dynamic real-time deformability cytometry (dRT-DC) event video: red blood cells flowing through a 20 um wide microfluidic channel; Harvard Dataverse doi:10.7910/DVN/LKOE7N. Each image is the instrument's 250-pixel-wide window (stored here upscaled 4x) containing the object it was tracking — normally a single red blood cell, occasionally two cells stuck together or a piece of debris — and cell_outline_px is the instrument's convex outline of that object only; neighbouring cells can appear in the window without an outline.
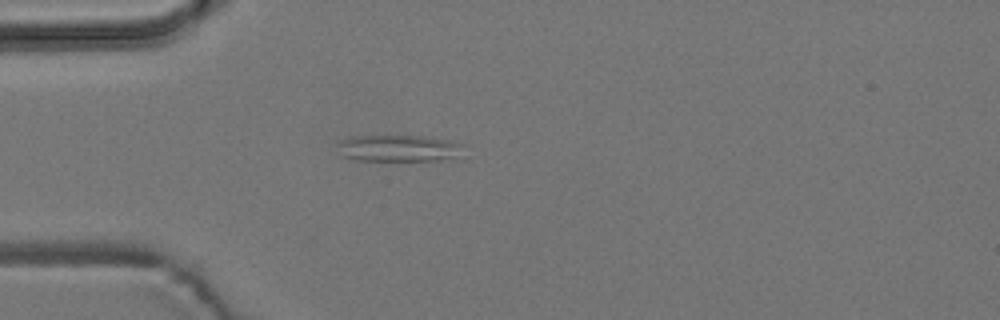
{"species": "common noctule bat (a hibernating species)", "species_latin": "Nyctalus noctula", "temperature_condition": "room temperature", "stored_images_in_passage": 5, "camera_frame_rate_fps": 3000, "um_per_image_px": 0.085, "animal": {"sex": "male", "body_mass_g": 19.2, "forearm_length_mm": 51.8}, "frame": {"image": 1, "passage_image": 5, "time_ms": 5.333, "image_size_px": [1000, 320], "cell_outline_px": [[464, 144], [456, 156], [440, 160], [356, 160], [340, 156], [336, 144], [340, 140], [352, 136], [420, 136], [448, 140]], "centroid_in_image_um": [33.78, 12.59], "position_along_channel_um": 51.2, "area_um2": 19.42}}